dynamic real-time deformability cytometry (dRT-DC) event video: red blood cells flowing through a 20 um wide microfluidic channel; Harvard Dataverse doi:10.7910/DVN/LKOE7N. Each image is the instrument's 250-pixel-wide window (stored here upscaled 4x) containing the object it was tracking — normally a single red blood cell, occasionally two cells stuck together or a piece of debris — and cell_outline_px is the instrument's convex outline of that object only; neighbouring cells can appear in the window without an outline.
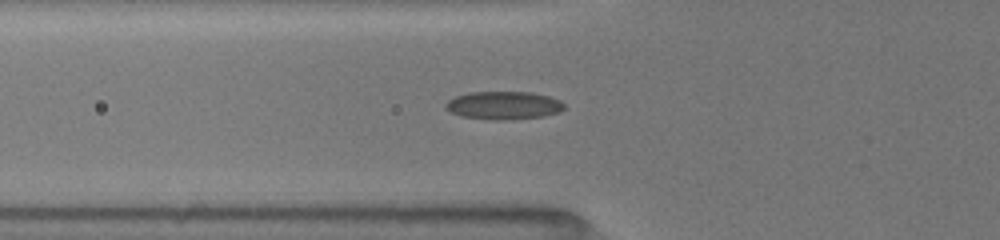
{"species": "common noctule bat (a hibernating species)", "species_latin": "Nyctalus noctula", "temperature_condition": "room temperature", "stored_images_in_passage": 18, "camera_frame_rate_fps": 3000, "um_per_image_px": 0.085, "animal": {"sex": "female", "body_mass_g": 19.5, "forearm_length_mm": 54.1}, "frame": {"image": 1, "passage_image": 13, "time_ms": 6.0, "image_size_px": [1000, 240], "cell_outline_px": [[564, 108], [560, 112], [544, 116], [504, 120], [492, 120], [460, 116], [452, 112], [444, 104], [448, 100], [456, 96], [468, 92], [532, 92], [548, 96], [560, 100], [564, 104]], "centroid_in_image_um": [42.82, 8.95], "position_along_channel_um": 83.0, "area_um2": 19.36}}
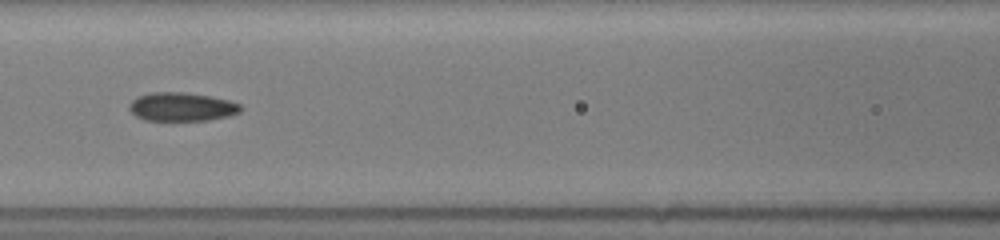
{"frame": {"image": 2, "passage_image": 16, "time_ms": 7.667, "image_size_px": [1000, 240], "cell_outline_px": [[244, 108], [240, 112], [228, 116], [208, 120], [144, 120], [136, 116], [128, 108], [128, 104], [136, 96], [152, 92], [184, 92], [208, 96], [228, 100], [240, 104]], "centroid_in_image_um": [15.43, 9.07], "position_along_channel_um": 151.2, "area_um2": 18.61}}